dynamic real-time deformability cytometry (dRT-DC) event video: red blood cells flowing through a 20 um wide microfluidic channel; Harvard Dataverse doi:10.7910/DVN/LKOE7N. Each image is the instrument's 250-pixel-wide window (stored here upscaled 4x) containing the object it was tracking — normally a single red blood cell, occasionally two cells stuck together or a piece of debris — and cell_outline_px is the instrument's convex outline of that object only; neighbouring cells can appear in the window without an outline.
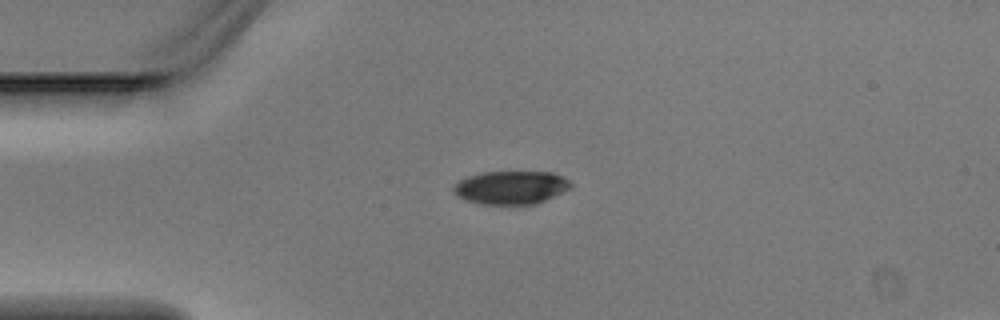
{"species": "Egyptian fruit bat (a non-hibernating species)", "species_latin": "Rousettus aegyptiacus", "temperature_condition": "warm", "stored_images_in_passage": 1, "camera_frame_rate_fps": 3000, "um_per_image_px": 0.085, "animal": {"sex": "male"}, "frame": {"image": 1, "passage_image": 1, "time_ms": 0.0, "image_size_px": [1000, 320], "cell_outline_px": [[572, 188], [536, 204], [480, 204], [456, 196], [452, 192], [452, 188], [460, 180], [468, 176], [484, 172], [552, 172], [568, 180], [572, 184]], "centroid_in_image_um": [43.43, 15.94], "position_along_channel_um": 41.6, "area_um2": 22.66}}